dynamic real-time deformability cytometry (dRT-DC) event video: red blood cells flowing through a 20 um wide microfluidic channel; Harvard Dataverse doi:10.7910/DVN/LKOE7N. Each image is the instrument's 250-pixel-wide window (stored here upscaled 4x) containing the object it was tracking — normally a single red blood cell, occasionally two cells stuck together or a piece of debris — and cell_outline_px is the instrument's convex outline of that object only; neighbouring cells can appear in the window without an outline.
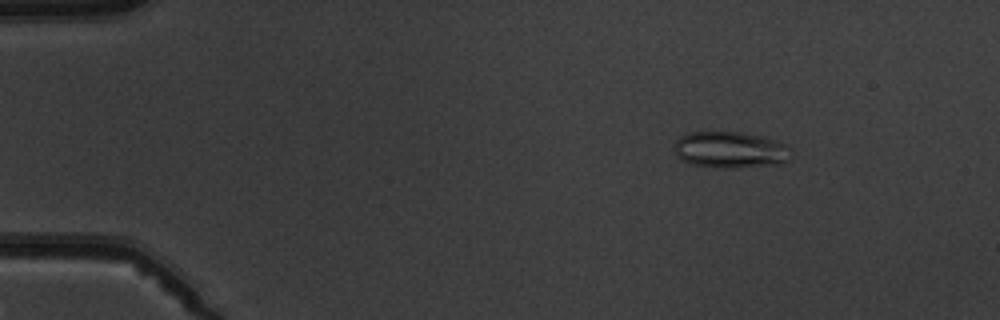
{"species": "common noctule bat (a hibernating species)", "species_latin": "Nyctalus noctula", "temperature_condition": "warm", "stored_images_in_passage": 8, "camera_frame_rate_fps": 3000, "um_per_image_px": 0.085, "animal": {"sex": "male", "body_mass_g": 19.5, "forearm_length_mm": 54.6}, "frame": {"image": 1, "passage_image": 3, "time_ms": 2.333, "image_size_px": [1000, 320], "cell_outline_px": [[792, 156], [784, 164], [724, 168], [712, 168], [692, 164], [676, 156], [676, 140], [680, 136], [692, 132], [744, 132], [764, 136], [788, 144], [792, 148]], "centroid_in_image_um": [62.17, 12.73], "position_along_channel_um": 22.8, "area_um2": 25.2}}
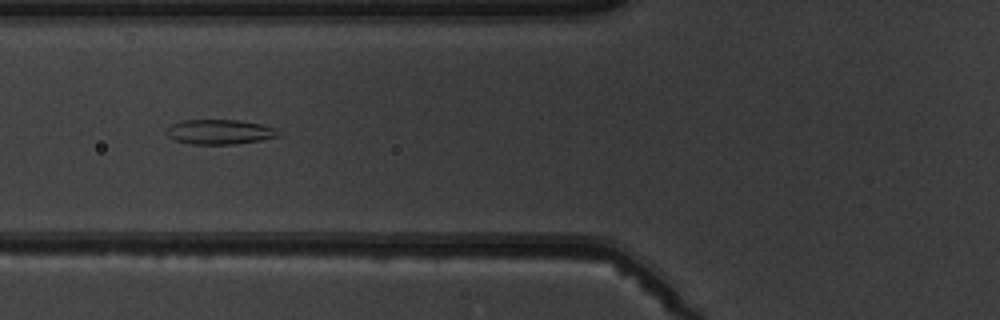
{"frame": {"image": 2, "passage_image": 7, "time_ms": 6.667, "image_size_px": [1000, 320], "cell_outline_px": [[284, 132], [280, 136], [260, 140], [236, 144], [192, 144], [176, 140], [168, 136], [164, 132], [172, 124], [180, 120], [240, 120], [260, 124], [276, 128]], "centroid_in_image_um": [18.71, 11.2], "position_along_channel_um": 107.1, "area_um2": 16.3}}
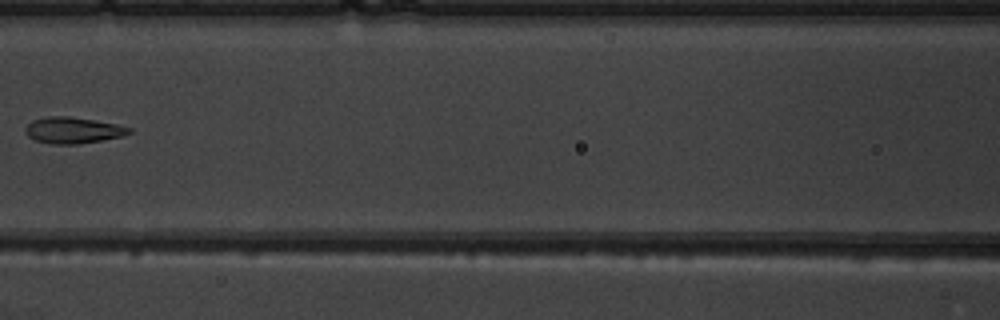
{"frame": {"image": 3, "passage_image": 8, "time_ms": 8.0, "image_size_px": [1000, 320], "cell_outline_px": [[132, 132], [120, 136], [104, 140], [76, 144], [52, 144], [36, 140], [28, 136], [24, 132], [24, 128], [32, 120], [48, 116], [68, 116], [116, 124], [132, 128]], "centroid_in_image_um": [6.17, 11.07], "position_along_channel_um": 160.4, "area_um2": 15.78}}